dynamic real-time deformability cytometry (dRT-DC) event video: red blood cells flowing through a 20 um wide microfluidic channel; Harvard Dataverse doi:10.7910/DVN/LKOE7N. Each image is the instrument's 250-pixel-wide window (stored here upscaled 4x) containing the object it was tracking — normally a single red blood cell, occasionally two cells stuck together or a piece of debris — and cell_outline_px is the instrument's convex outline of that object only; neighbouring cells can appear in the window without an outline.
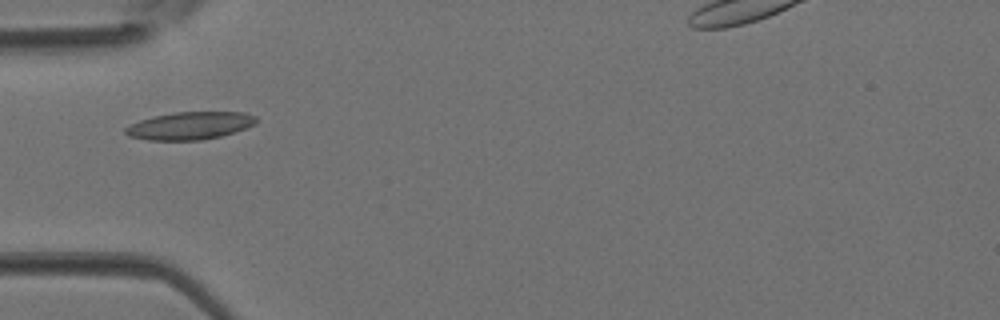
{"species": "Egyptian fruit bat (a non-hibernating species)", "species_latin": "Rousettus aegyptiacus", "temperature_condition": "room temperature", "stored_images_in_passage": 3, "camera_frame_rate_fps": 3000, "um_per_image_px": 0.085, "animal": {"sex": "female"}, "frame": {"image": 1, "passage_image": 3, "time_ms": 0.667, "image_size_px": [1000, 320], "cell_outline_px": [[260, 120], [256, 124], [220, 136], [200, 140], [148, 140], [128, 136], [124, 132], [124, 128], [140, 120], [152, 116], [172, 112], [244, 112], [256, 116]], "centroid_in_image_um": [16.14, 10.67], "position_along_channel_um": 68.9, "area_um2": 21.1}}